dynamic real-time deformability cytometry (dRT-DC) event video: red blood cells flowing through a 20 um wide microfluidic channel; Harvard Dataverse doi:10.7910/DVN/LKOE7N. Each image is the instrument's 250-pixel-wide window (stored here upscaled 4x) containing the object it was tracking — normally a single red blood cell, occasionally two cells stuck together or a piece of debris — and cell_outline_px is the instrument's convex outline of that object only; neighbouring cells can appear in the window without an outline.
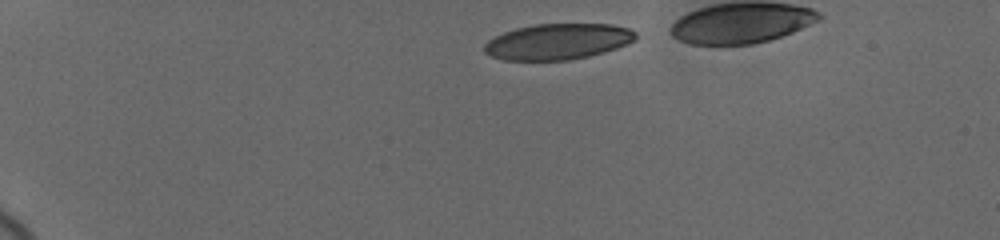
{"species": "human", "species_latin": "Homo sapiens", "temperature_condition": "cold", "stored_images_in_passage": 3, "camera_frame_rate_fps": 3000, "um_per_image_px": 0.085, "donor": {"sex": "female"}, "frame": {"image": 1, "passage_image": 1, "time_ms": 0.0, "image_size_px": [1000, 240], "cell_outline_px": [[636, 40], [628, 44], [616, 48], [588, 56], [568, 60], [504, 60], [492, 56], [484, 52], [484, 44], [488, 40], [504, 32], [516, 28], [536, 24], [612, 24], [628, 28], [636, 32]], "centroid_in_image_um": [47.42, 3.53], "position_along_channel_um": 37.6, "area_um2": 31.56}}